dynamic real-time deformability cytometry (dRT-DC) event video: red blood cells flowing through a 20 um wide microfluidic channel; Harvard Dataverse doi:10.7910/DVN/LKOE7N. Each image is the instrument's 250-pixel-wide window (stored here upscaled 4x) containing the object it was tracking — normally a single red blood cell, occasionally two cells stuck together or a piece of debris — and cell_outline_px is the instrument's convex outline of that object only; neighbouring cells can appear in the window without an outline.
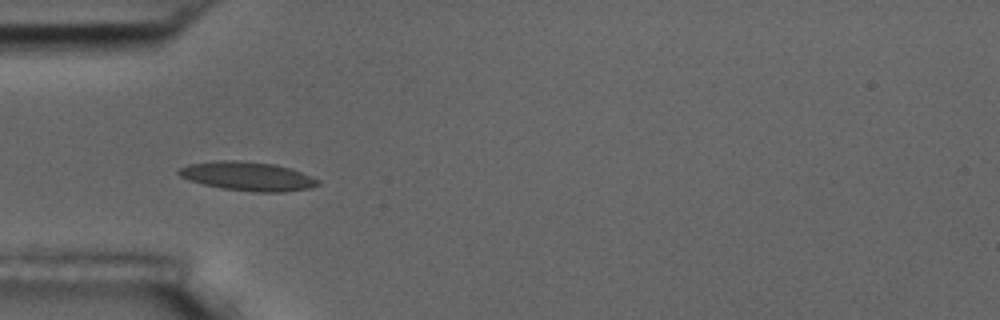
{"species": "common noctule bat (a hibernating species)", "species_latin": "Nyctalus noctula", "temperature_condition": "room temperature", "stored_images_in_passage": 7, "camera_frame_rate_fps": 3000, "um_per_image_px": 0.085, "animal": {"sex": "male", "body_mass_g": 17.5, "forearm_length_mm": 52.3}, "frame": {"image": 1, "passage_image": 5, "time_ms": 4.333, "image_size_px": [1000, 320], "cell_outline_px": [[320, 184], [312, 188], [284, 192], [252, 192], [220, 188], [188, 180], [180, 176], [176, 172], [176, 168], [188, 164], [216, 160], [240, 160], [276, 164], [312, 176], [320, 180]], "centroid_in_image_um": [21.02, 14.98], "position_along_channel_um": 64.0, "area_um2": 23.81}}